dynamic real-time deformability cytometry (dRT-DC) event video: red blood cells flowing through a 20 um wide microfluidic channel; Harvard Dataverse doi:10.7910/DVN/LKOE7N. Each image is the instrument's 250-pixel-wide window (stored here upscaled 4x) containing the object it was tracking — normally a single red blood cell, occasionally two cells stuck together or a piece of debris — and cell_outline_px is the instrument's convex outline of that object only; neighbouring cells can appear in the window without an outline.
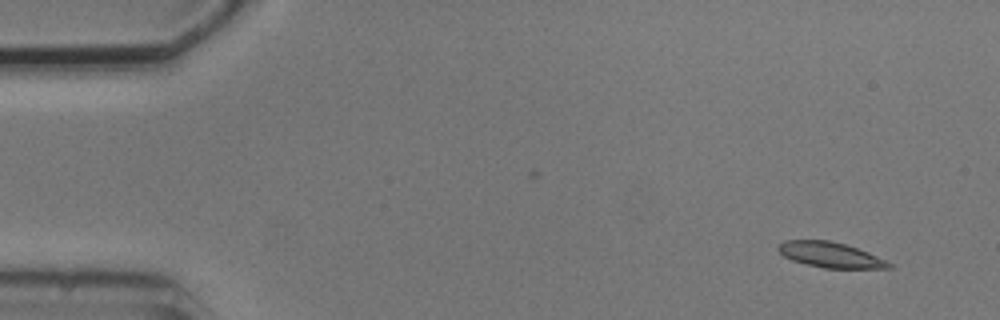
{"species": "common noctule bat (a hibernating species)", "species_latin": "Nyctalus noctula", "temperature_condition": "cold", "stored_images_in_passage": 3, "camera_frame_rate_fps": 3000, "um_per_image_px": 0.085, "animal": {"sex": "male", "body_mass_g": 20.5, "forearm_length_mm": 52.5}, "frame": {"image": 1, "passage_image": 3, "time_ms": 2.333, "image_size_px": [1000, 320], "cell_outline_px": [[892, 268], [824, 268], [792, 260], [784, 256], [776, 248], [784, 240], [828, 240], [844, 244], [868, 252], [892, 264]], "centroid_in_image_um": [70.55, 21.66], "position_along_channel_um": 14.4, "area_um2": 16.07}}